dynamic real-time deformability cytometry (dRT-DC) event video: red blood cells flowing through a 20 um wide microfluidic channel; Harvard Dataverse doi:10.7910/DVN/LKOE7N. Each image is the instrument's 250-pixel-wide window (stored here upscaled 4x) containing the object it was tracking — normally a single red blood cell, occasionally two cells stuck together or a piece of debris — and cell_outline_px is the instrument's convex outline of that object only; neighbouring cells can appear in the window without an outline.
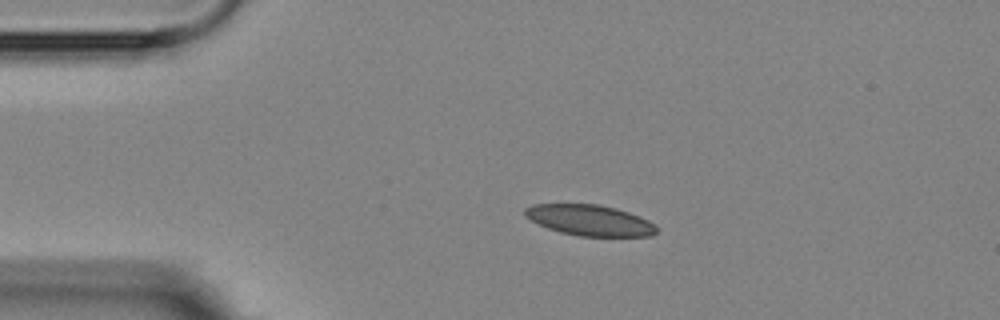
{"species": "Egyptian fruit bat (a non-hibernating species)", "species_latin": "Rousettus aegyptiacus", "temperature_condition": "room temperature", "stored_images_in_passage": 5, "camera_frame_rate_fps": 3000, "um_per_image_px": 0.085, "animal": {"sex": "female"}, "frame": {"image": 1, "passage_image": 4, "time_ms": 3.667, "image_size_px": [1000, 320], "cell_outline_px": [[656, 232], [652, 236], [580, 236], [560, 232], [548, 228], [524, 216], [524, 208], [532, 204], [596, 204], [616, 208], [640, 216], [656, 224]], "centroid_in_image_um": [50.13, 18.71], "position_along_channel_um": 34.9, "area_um2": 23.58}}